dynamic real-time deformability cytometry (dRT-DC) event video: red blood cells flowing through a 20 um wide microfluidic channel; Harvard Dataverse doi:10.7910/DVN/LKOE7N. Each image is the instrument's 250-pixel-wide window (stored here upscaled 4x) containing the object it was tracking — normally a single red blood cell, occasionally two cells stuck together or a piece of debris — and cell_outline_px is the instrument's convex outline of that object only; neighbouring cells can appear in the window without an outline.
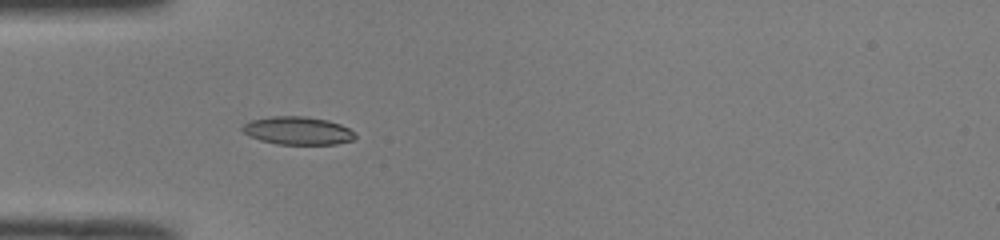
{"species": "common noctule bat (a hibernating species)", "species_latin": "Nyctalus noctula", "temperature_condition": "room temperature", "stored_images_in_passage": 10, "camera_frame_rate_fps": 3000, "um_per_image_px": 0.085, "animal": {"sex": "male", "body_mass_g": 19.0, "forearm_length_mm": 50.8}, "frame": {"image": 1, "passage_image": 4, "time_ms": 1.0, "image_size_px": [1000, 240], "cell_outline_px": [[356, 136], [352, 140], [336, 144], [276, 144], [260, 140], [248, 136], [240, 128], [244, 124], [252, 120], [272, 116], [304, 116], [328, 120], [340, 124], [348, 128]], "centroid_in_image_um": [25.28, 11.1], "position_along_channel_um": 59.7, "area_um2": 18.32}}
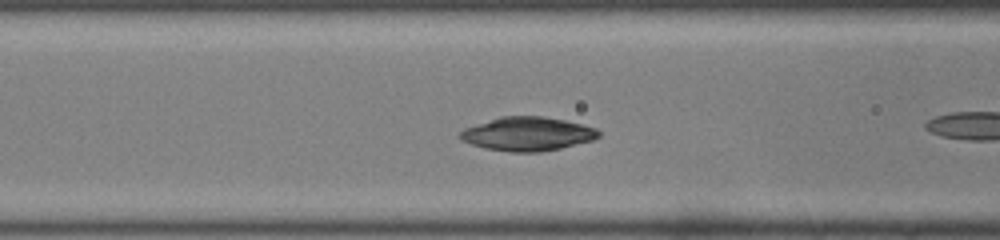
{"frame": {"image": 2, "passage_image": 6, "time_ms": 1.667, "image_size_px": [1000, 240], "cell_outline_px": [[600, 136], [592, 140], [560, 148], [540, 152], [508, 152], [484, 148], [460, 140], [456, 136], [464, 128], [500, 116], [544, 116], [564, 120], [596, 128], [600, 132]], "centroid_in_image_um": [44.79, 11.38], "position_along_channel_um": 121.8, "area_um2": 27.34}}
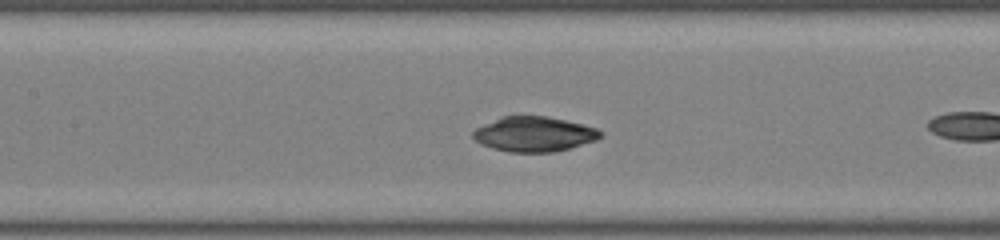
{"frame": {"image": 3, "passage_image": 9, "time_ms": 2.667, "image_size_px": [1000, 240], "cell_outline_px": [[604, 136], [596, 140], [556, 152], [508, 152], [492, 148], [480, 144], [472, 136], [472, 132], [476, 128], [500, 116], [544, 116], [564, 120], [596, 128], [604, 132]], "centroid_in_image_um": [45.39, 11.41], "position_along_channel_um": 162.0, "area_um2": 25.95}}